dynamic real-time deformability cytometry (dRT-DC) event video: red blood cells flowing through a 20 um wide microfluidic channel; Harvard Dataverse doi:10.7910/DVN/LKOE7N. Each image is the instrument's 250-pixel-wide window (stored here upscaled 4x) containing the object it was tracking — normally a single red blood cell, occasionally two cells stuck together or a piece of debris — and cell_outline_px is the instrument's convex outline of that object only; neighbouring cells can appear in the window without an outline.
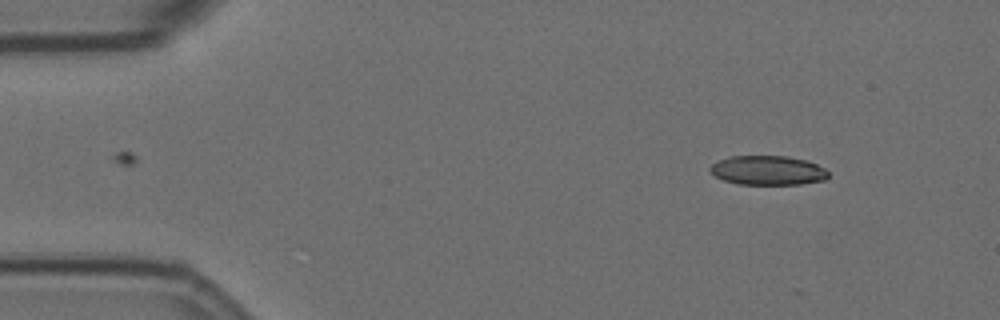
{"species": "Egyptian fruit bat (a non-hibernating species)", "species_latin": "Rousettus aegyptiacus", "temperature_condition": "room temperature", "stored_images_in_passage": 10, "camera_frame_rate_fps": 3000, "um_per_image_px": 0.085, "animal": {"sex": "female"}, "frame": {"image": 1, "passage_image": 1, "time_ms": 0.0, "image_size_px": [1000, 320], "cell_outline_px": [[828, 176], [824, 180], [800, 184], [740, 184], [724, 180], [716, 176], [708, 168], [712, 164], [720, 160], [732, 156], [788, 156], [808, 160], [824, 168], [828, 172]], "centroid_in_image_um": [65.29, 14.47], "position_along_channel_um": 19.7, "area_um2": 20.06}}